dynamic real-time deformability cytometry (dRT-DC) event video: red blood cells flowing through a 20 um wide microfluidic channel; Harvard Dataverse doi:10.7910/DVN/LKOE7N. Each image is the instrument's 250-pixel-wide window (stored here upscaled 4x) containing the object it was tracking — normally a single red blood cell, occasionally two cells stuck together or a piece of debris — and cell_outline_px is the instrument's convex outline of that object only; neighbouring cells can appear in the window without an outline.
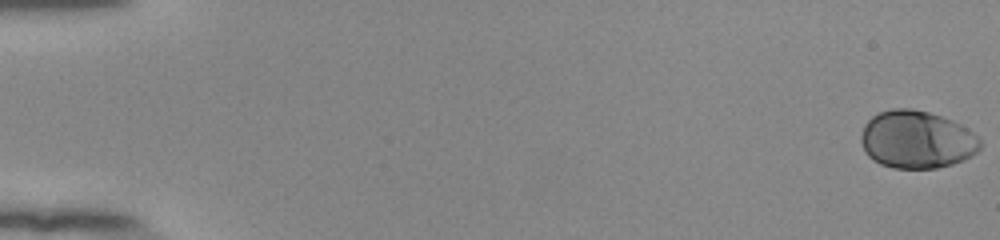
{"species": "human", "species_latin": "Homo sapiens", "temperature_condition": "room temperature", "stored_images_in_passage": 55, "camera_frame_rate_fps": 3000, "um_per_image_px": 0.085, "donor": {"sex": "female"}, "frame": {"image": 1, "passage_image": 1, "time_ms": 0.0, "image_size_px": [1000, 240], "cell_outline_px": [[980, 148], [972, 156], [964, 160], [952, 164], [936, 168], [892, 168], [880, 164], [872, 160], [864, 152], [860, 140], [860, 136], [864, 124], [872, 116], [880, 112], [892, 108], [912, 108], [928, 112], [952, 120], [968, 128], [980, 140]], "centroid_in_image_um": [77.89, 11.87], "position_along_channel_um": 7.1, "area_um2": 40.34}}
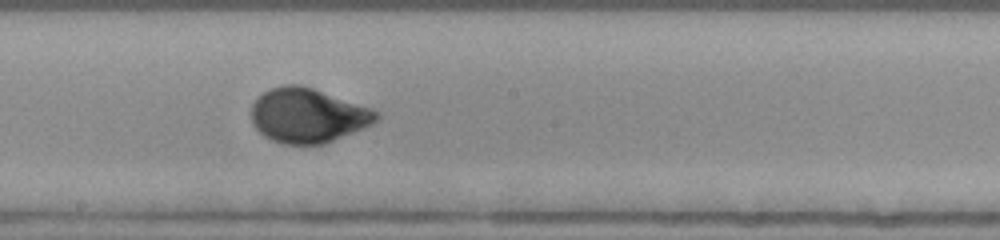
{"frame": {"image": 2, "passage_image": 32, "time_ms": 10.333, "image_size_px": [1000, 240], "cell_outline_px": [[380, 116], [372, 124], [324, 144], [284, 144], [272, 140], [264, 136], [252, 124], [252, 104], [256, 96], [272, 88], [284, 84], [300, 84], [372, 108], [380, 112]], "centroid_in_image_um": [26.15, 9.81], "position_along_channel_um": 222.1, "area_um2": 39.59}}
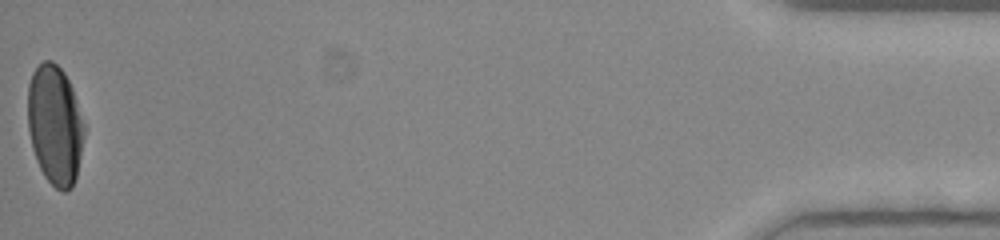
{"frame": {"image": 3, "passage_image": 55, "time_ms": 18.0, "image_size_px": [1000, 240], "cell_outline_px": [[84, 136], [76, 176], [72, 188], [64, 192], [56, 188], [44, 176], [36, 160], [32, 148], [28, 128], [28, 84], [32, 72], [44, 60], [52, 60], [64, 72], [72, 88], [84, 124]], "centroid_in_image_um": [4.66, 10.62], "position_along_channel_um": 430.5, "area_um2": 39.19}, "authors_computed_cell_mechanics": {"area_um2": 39.015, "velocity_mm_per_s": 3.8779, "shape_relaxation_time_tau1_ms": 4.2364, "shape_relaxation_time_tau2_ms": null, "deformation_change_tau1": 0.1786, "deformation_change_tau2": null}}